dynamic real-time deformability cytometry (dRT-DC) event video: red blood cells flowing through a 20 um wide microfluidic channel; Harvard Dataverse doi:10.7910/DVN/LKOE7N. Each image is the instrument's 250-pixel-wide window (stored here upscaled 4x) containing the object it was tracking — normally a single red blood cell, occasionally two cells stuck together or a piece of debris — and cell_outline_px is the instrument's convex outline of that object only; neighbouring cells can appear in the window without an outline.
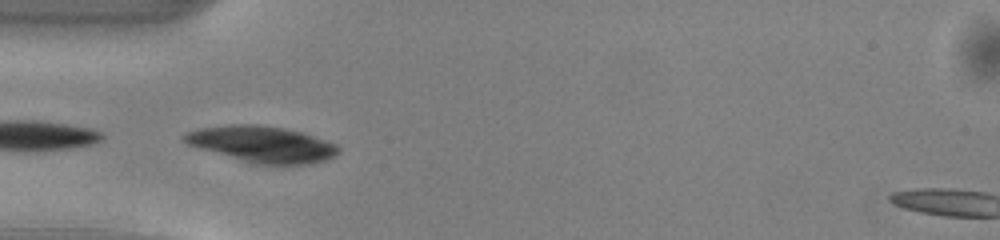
{"species": "common noctule bat (a hibernating species)", "species_latin": "Nyctalus noctula", "temperature_condition": "warm", "stored_images_in_passage": 19, "camera_frame_rate_fps": 3000, "um_per_image_px": 0.085, "animal": {"sex": "male", "body_mass_g": 13.0, "forearm_length_mm": 53.1}, "frame": {"image": 1, "passage_image": 5, "time_ms": 1.333, "image_size_px": [1000, 240], "cell_outline_px": [[340, 152], [324, 160], [312, 164], [256, 164], [200, 148], [188, 144], [180, 136], [188, 132], [200, 128], [228, 124], [260, 124], [284, 128], [304, 132], [336, 144], [340, 148]], "centroid_in_image_um": [22.3, 12.24], "position_along_channel_um": 62.7, "area_um2": 32.37}}
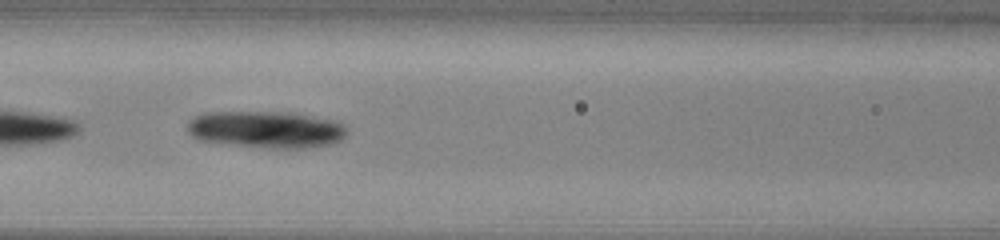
{"frame": {"image": 2, "passage_image": 11, "time_ms": 3.333, "image_size_px": [1000, 240], "cell_outline_px": [[348, 132], [340, 140], [332, 144], [308, 148], [268, 148], [200, 140], [192, 136], [188, 132], [188, 124], [196, 116], [204, 112], [272, 112], [304, 116], [332, 120], [340, 124]], "centroid_in_image_um": [22.59, 11.02], "position_along_channel_um": 144.0, "area_um2": 33.52}}
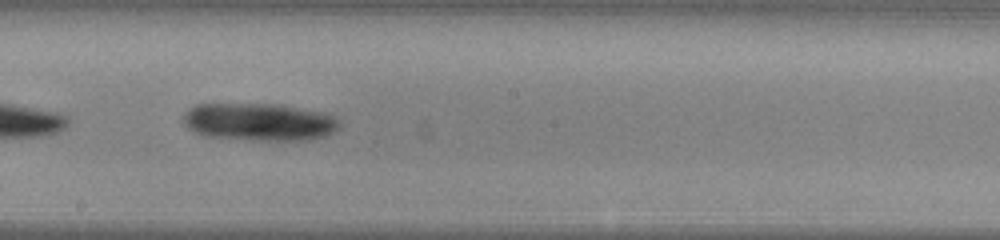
{"frame": {"image": 3, "passage_image": 17, "time_ms": 5.333, "image_size_px": [1000, 240], "cell_outline_px": [[340, 128], [336, 132], [324, 136], [308, 140], [252, 140], [204, 136], [188, 128], [184, 124], [184, 112], [188, 108], [196, 104], [280, 104], [324, 112], [340, 120]], "centroid_in_image_um": [22.06, 10.36], "position_along_channel_um": 226.1, "area_um2": 34.56}}